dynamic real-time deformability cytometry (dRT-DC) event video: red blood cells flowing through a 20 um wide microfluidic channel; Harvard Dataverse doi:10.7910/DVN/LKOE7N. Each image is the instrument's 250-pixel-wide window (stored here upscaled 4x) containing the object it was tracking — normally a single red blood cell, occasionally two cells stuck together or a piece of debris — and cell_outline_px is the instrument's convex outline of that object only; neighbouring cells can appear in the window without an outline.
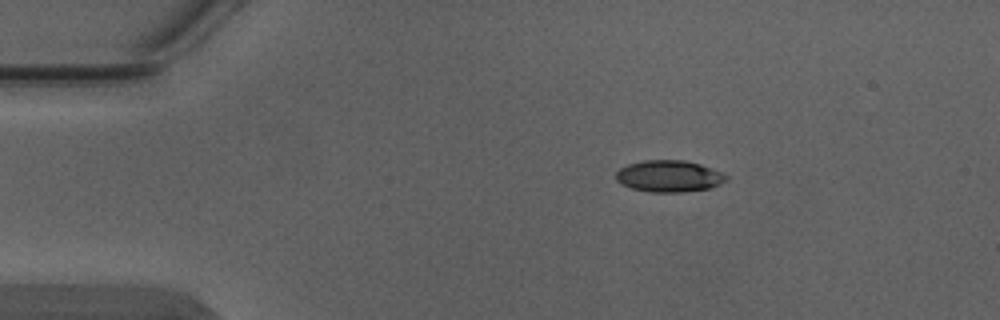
{"species": "Egyptian fruit bat (a non-hibernating species)", "species_latin": "Rousettus aegyptiacus", "temperature_condition": "warm", "stored_images_in_passage": 5, "camera_frame_rate_fps": 3000, "um_per_image_px": 0.085, "animal": {"sex": "male"}, "frame": {"image": 1, "passage_image": 1, "time_ms": 0.0, "image_size_px": [1000, 320], "cell_outline_px": [[728, 180], [720, 184], [708, 188], [680, 192], [652, 192], [632, 188], [620, 184], [616, 180], [616, 172], [620, 168], [628, 164], [644, 160], [684, 160], [700, 164], [712, 168], [728, 176]], "centroid_in_image_um": [56.85, 14.97], "position_along_channel_um": 28.1, "area_um2": 20.29}}
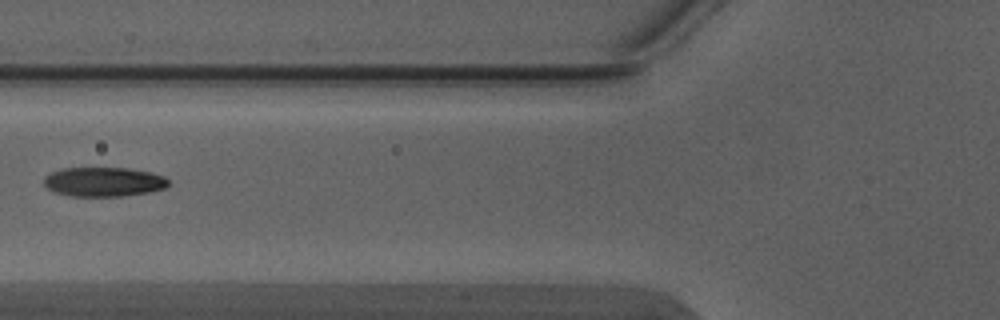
{"frame": {"image": 2, "passage_image": 4, "time_ms": 1.0, "image_size_px": [1000, 320], "cell_outline_px": [[172, 184], [164, 188], [148, 192], [124, 196], [68, 196], [52, 192], [44, 184], [44, 176], [52, 172], [64, 168], [128, 168], [152, 172], [164, 176]], "centroid_in_image_um": [8.82, 15.46], "position_along_channel_um": 117.0, "area_um2": 21.5}}
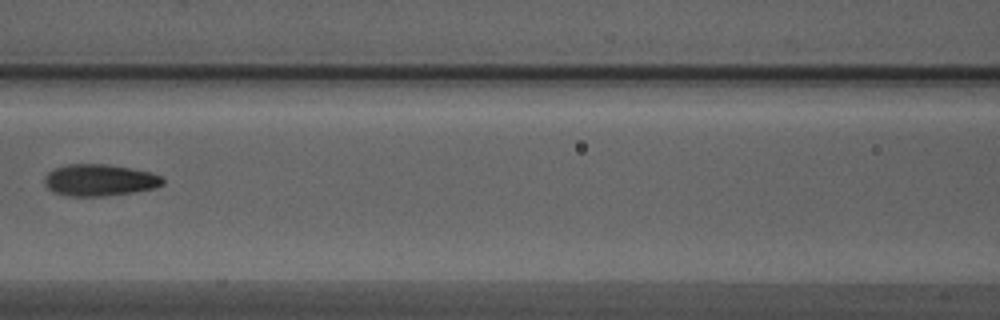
{"frame": {"image": 3, "passage_image": 5, "time_ms": 1.333, "image_size_px": [1000, 320], "cell_outline_px": [[164, 184], [156, 188], [132, 192], [104, 196], [68, 196], [52, 192], [44, 184], [44, 176], [52, 168], [68, 164], [104, 164], [152, 172], [160, 176], [164, 180]], "centroid_in_image_um": [8.43, 15.31], "position_along_channel_um": 158.2, "area_um2": 21.96}}